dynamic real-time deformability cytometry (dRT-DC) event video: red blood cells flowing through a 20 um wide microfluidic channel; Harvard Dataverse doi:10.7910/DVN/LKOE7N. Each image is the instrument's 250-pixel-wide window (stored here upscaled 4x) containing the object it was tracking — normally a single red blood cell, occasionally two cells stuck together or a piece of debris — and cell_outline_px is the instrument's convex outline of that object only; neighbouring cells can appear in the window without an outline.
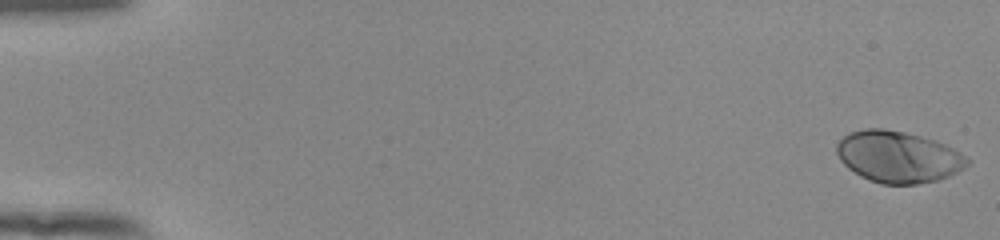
{"species": "human", "species_latin": "Homo sapiens", "temperature_condition": "room temperature", "stored_images_in_passage": 54, "camera_frame_rate_fps": 3000, "um_per_image_px": 0.085, "donor": {"sex": "female"}, "frame": {"image": 1, "passage_image": 1, "time_ms": 0.0, "image_size_px": [1000, 240], "cell_outline_px": [[972, 160], [964, 168], [948, 176], [936, 180], [916, 184], [880, 184], [868, 180], [860, 176], [848, 168], [840, 160], [836, 152], [836, 144], [844, 136], [852, 132], [864, 128], [884, 128], [904, 132], [920, 136], [944, 144], [960, 152]], "centroid_in_image_um": [76.33, 13.33], "position_along_channel_um": 8.7, "area_um2": 39.13}}
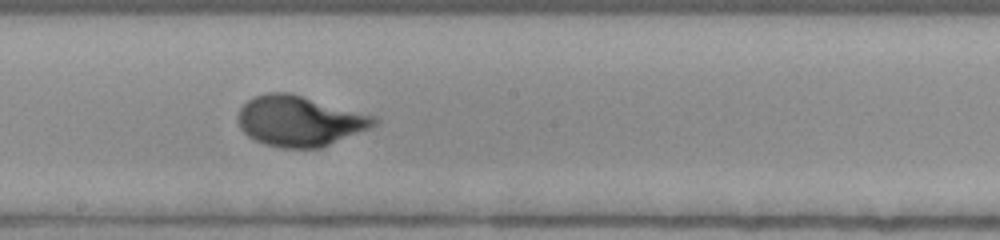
{"frame": {"image": 2, "passage_image": 31, "time_ms": 10.0, "image_size_px": [1000, 240], "cell_outline_px": [[380, 120], [376, 124], [368, 128], [320, 148], [280, 148], [264, 144], [248, 136], [240, 128], [236, 120], [236, 116], [240, 108], [248, 100], [256, 96], [268, 92], [288, 92], [376, 116]], "centroid_in_image_um": [25.42, 10.28], "position_along_channel_um": 222.8, "area_um2": 39.82}}
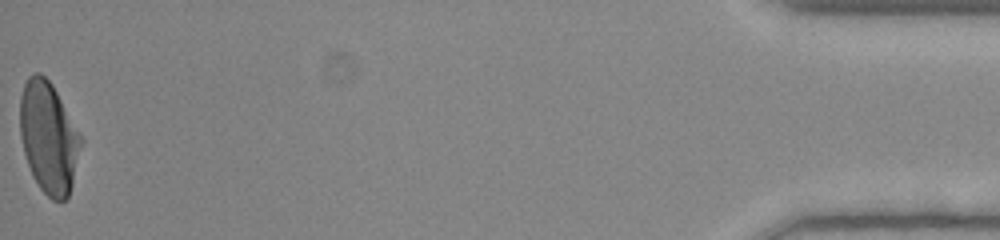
{"frame": {"image": 3, "passage_image": 54, "time_ms": 17.667, "image_size_px": [1000, 240], "cell_outline_px": [[84, 140], [72, 184], [68, 196], [64, 200], [52, 200], [40, 188], [32, 176], [24, 152], [20, 136], [20, 96], [24, 84], [28, 76], [32, 72], [40, 72], [52, 84], [80, 132]], "centroid_in_image_um": [4.14, 11.67], "position_along_channel_um": 431.1, "area_um2": 39.82}, "authors_computed_cell_mechanics": {"area_um2": 38.0902, "velocity_mm_per_s": 3.8945, "shape_relaxation_time_tau1_ms": 3.4997, "shape_relaxation_time_tau2_ms": null, "deformation_change_tau1": 0.2135, "deformation_change_tau2": null}}